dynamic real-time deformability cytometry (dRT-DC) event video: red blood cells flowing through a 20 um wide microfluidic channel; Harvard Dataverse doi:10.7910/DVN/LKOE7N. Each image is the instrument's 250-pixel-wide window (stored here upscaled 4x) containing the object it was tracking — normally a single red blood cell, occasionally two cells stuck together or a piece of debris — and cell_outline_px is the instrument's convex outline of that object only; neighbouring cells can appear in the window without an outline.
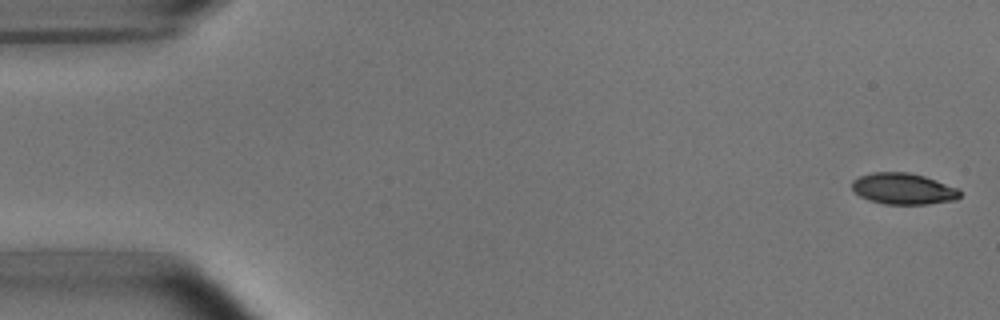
{"species": "common noctule bat (a hibernating species)", "species_latin": "Nyctalus noctula", "temperature_condition": "room temperature", "stored_images_in_passage": 3, "camera_frame_rate_fps": 3000, "um_per_image_px": 0.085, "animal": {"sex": "male", "body_mass_g": 15.6}, "frame": {"image": 1, "passage_image": 1, "time_ms": 0.0, "image_size_px": [1000, 320], "cell_outline_px": [[960, 196], [956, 200], [928, 204], [884, 204], [868, 200], [860, 196], [852, 188], [852, 180], [860, 176], [872, 172], [908, 172], [924, 176], [956, 188], [960, 192]], "centroid_in_image_um": [76.75, 16.05], "position_along_channel_um": 8.2, "area_um2": 19.54}}